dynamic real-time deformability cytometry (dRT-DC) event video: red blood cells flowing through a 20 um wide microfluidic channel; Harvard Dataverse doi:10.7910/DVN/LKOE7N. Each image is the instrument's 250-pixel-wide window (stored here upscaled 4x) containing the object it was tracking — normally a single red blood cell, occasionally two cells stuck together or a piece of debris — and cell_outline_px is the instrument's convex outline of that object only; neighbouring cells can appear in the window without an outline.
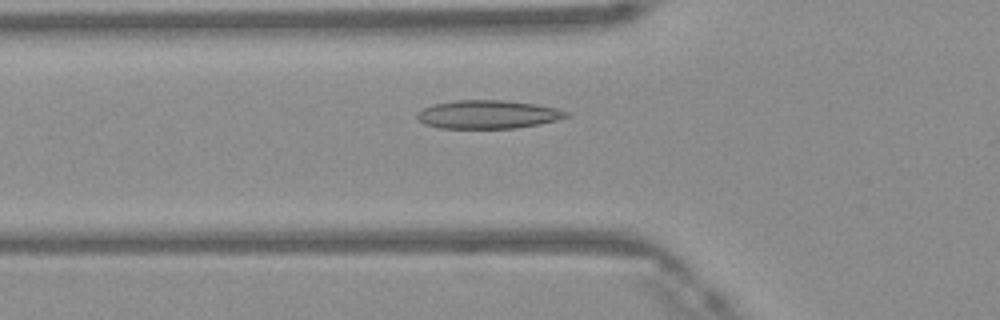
{"species": "Egyptian fruit bat (a non-hibernating species)", "species_latin": "Rousettus aegyptiacus", "temperature_condition": "warm", "stored_images_in_passage": 46, "camera_frame_rate_fps": 3000, "um_per_image_px": 0.085, "frame": {"image": 1, "passage_image": 14, "time_ms": 4.333, "image_size_px": [1000, 320], "cell_outline_px": [[572, 116], [540, 124], [516, 128], [440, 128], [424, 124], [416, 120], [416, 112], [432, 104], [456, 100], [500, 100], [536, 104], [556, 108], [572, 112]], "centroid_in_image_um": [41.48, 9.73], "position_along_channel_um": 84.3, "area_um2": 24.97}}
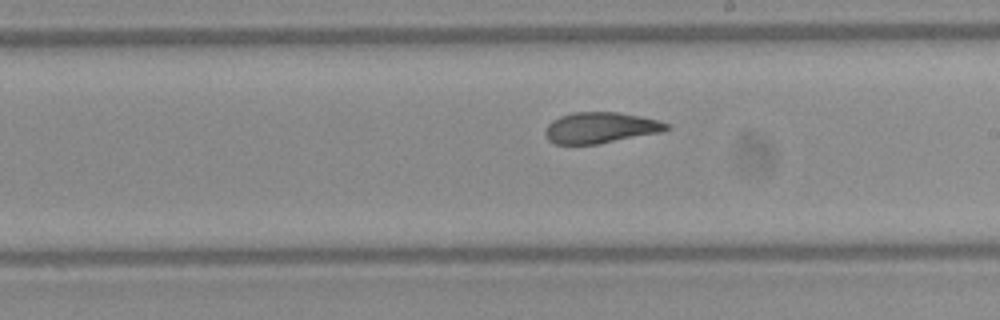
{"frame": {"image": 2, "passage_image": 25, "time_ms": 8.0, "image_size_px": [1000, 320], "cell_outline_px": [[672, 128], [664, 132], [596, 144], [556, 144], [548, 140], [544, 132], [548, 124], [552, 120], [560, 116], [572, 112], [616, 112], [640, 116], [656, 120], [668, 124]], "centroid_in_image_um": [51.05, 10.86], "position_along_channel_um": 238.0, "area_um2": 21.91}}
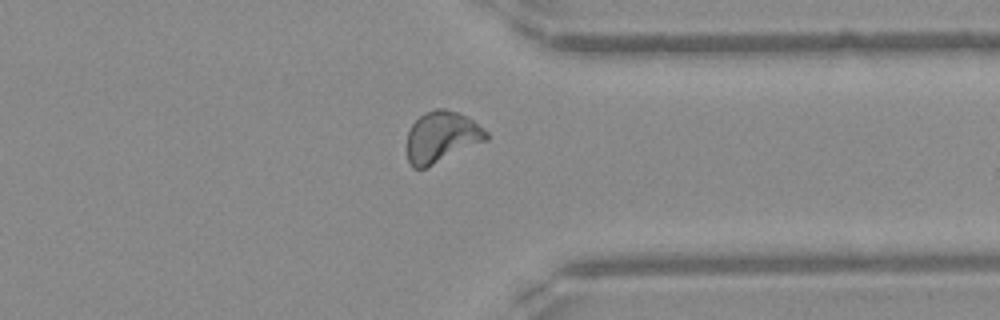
{"frame": {"image": 3, "passage_image": 35, "time_ms": 11.333, "image_size_px": [1000, 320], "cell_outline_px": [[488, 140], [424, 168], [412, 168], [408, 160], [408, 132], [412, 124], [424, 112], [436, 108], [444, 108], [456, 112], [472, 120], [488, 132]], "centroid_in_image_um": [37.54, 11.63], "position_along_channel_um": 373.9, "area_um2": 23.29}, "authors_computed_cell_mechanics": {"area_um2": 23.12, "velocity_mm_per_s": 4.1617, "shape_relaxation_time_tau1_ms": null, "shape_relaxation_time_tau2_ms": 1.3099, "deformation_change_tau1": null, "deformation_change_tau2": 0.0745}}